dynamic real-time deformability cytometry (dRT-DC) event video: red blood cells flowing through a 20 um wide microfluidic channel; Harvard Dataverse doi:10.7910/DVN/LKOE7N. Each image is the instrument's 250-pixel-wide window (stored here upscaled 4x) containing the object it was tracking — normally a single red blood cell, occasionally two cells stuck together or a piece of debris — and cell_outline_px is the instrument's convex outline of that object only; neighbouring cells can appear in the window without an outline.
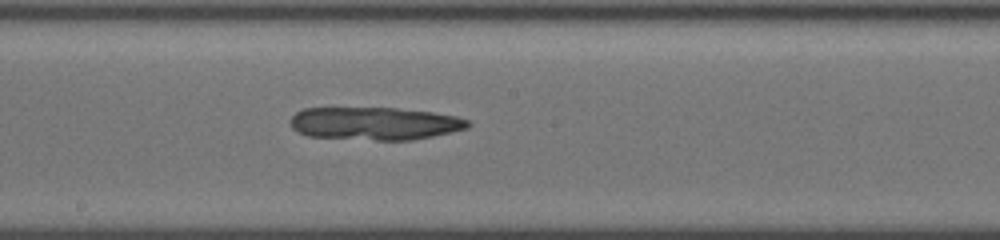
{"species": "common noctule bat (a hibernating species)", "species_latin": "Nyctalus noctula", "temperature_condition": "cold", "stored_images_in_passage": 38, "camera_frame_rate_fps": 3000, "um_per_image_px": 0.085, "animal": {"sex": "female", "body_mass_g": 19.5, "forearm_length_mm": 54.1}, "frame": {"image": 1, "passage_image": 16, "time_ms": 5.0, "image_size_px": [1000, 240], "cell_outline_px": [[472, 124], [468, 128], [432, 136], [412, 140], [376, 140], [308, 136], [296, 132], [288, 124], [288, 120], [296, 112], [304, 108], [396, 108], [432, 112], [456, 116], [468, 120]], "centroid_in_image_um": [31.81, 10.49], "position_along_channel_um": 216.4, "area_um2": 34.16}}
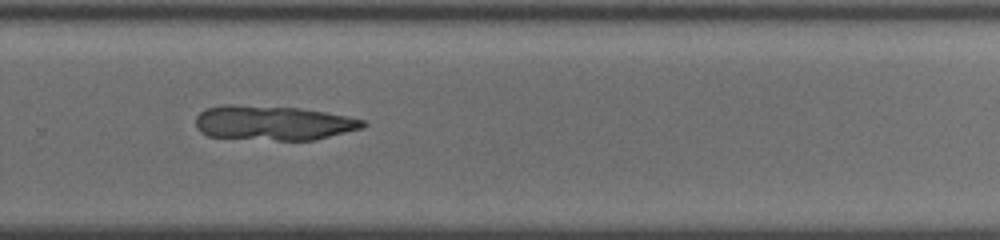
{"frame": {"image": 2, "passage_image": 23, "time_ms": 7.333, "image_size_px": [1000, 240], "cell_outline_px": [[368, 124], [364, 128], [316, 140], [276, 140], [208, 136], [200, 132], [196, 128], [196, 116], [200, 112], [208, 108], [224, 104], [232, 104], [300, 108], [324, 112], [364, 120]], "centroid_in_image_um": [23.22, 10.45], "position_along_channel_um": 306.6, "area_um2": 33.76}}
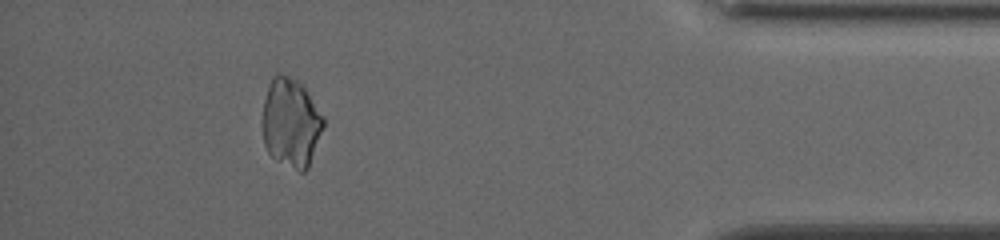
{"frame": {"image": 3, "passage_image": 34, "time_ms": 11.0, "image_size_px": [1000, 240], "cell_outline_px": [[324, 128], [308, 168], [304, 172], [300, 172], [276, 160], [268, 152], [264, 144], [260, 120], [264, 100], [272, 76], [276, 72], [280, 72], [296, 80], [304, 88], [324, 116]], "centroid_in_image_um": [24.7, 10.44], "position_along_channel_um": 410.5, "area_um2": 32.02}}